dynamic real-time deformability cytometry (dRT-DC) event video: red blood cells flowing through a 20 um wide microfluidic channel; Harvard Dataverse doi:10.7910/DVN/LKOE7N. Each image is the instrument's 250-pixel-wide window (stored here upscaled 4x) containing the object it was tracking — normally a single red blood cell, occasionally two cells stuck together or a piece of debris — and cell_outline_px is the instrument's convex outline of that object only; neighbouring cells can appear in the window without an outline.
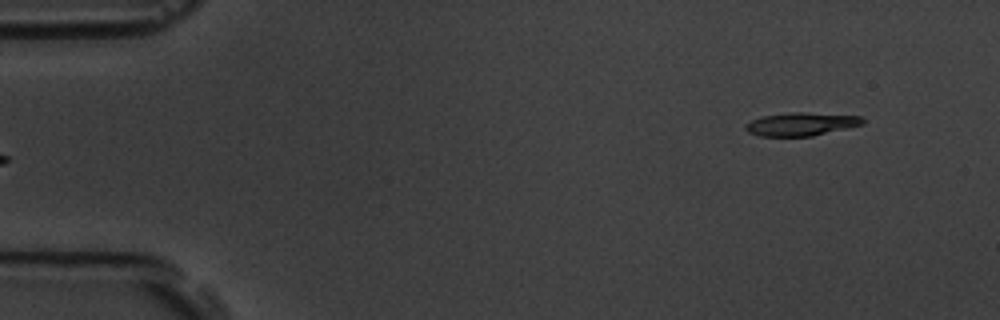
{"species": "common noctule bat (a hibernating species)", "species_latin": "Nyctalus noctula", "temperature_condition": "room temperature", "stored_images_in_passage": 6, "segment_of_instrument_passage": [2, 2], "camera_frame_rate_fps": 3000, "um_per_image_px": 0.085, "animal": {"sex": "male", "body_mass_g": 19.5, "forearm_length_mm": 54.6}, "frame": {"image": 1, "passage_image": 6, "time_ms": 5.667, "image_size_px": [1000, 320], "cell_outline_px": [[864, 124], [848, 128], [812, 136], [760, 136], [748, 132], [744, 128], [744, 124], [752, 120], [764, 116], [792, 112], [804, 112], [860, 116], [864, 120]], "centroid_in_image_um": [68.09, 10.55], "position_along_channel_um": 16.9, "area_um2": 15.78}}